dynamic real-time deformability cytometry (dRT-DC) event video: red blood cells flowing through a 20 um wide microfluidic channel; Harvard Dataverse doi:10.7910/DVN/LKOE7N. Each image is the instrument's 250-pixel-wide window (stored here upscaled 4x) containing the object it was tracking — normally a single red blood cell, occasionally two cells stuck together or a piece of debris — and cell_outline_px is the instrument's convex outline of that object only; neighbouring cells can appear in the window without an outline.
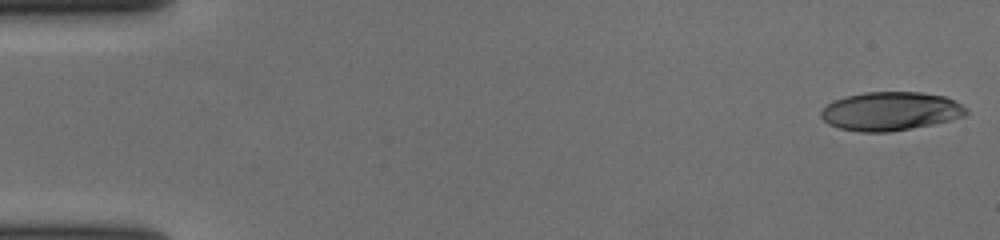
{"species": "human", "species_latin": "Homo sapiens", "temperature_condition": "cold", "stored_images_in_passage": 56, "camera_frame_rate_fps": 3000, "um_per_image_px": 0.085, "donor": {"sex": "female"}, "frame": {"image": 1, "passage_image": 1, "time_ms": 0.0, "image_size_px": [1000, 240], "cell_outline_px": [[968, 112], [964, 116], [932, 124], [888, 132], [860, 132], [840, 128], [828, 124], [820, 116], [820, 112], [828, 104], [844, 96], [864, 92], [920, 92], [944, 96], [968, 108]], "centroid_in_image_um": [75.67, 9.45], "position_along_channel_um": 9.3, "area_um2": 32.48}}
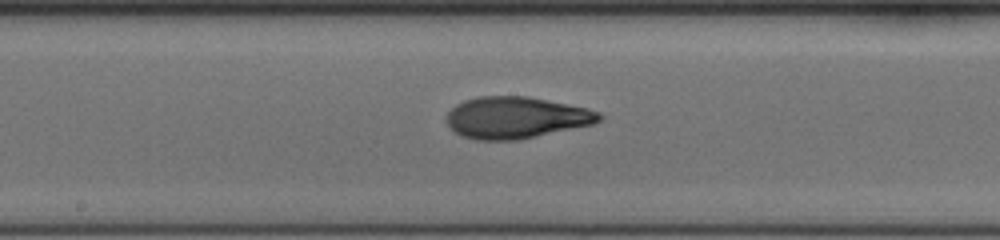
{"frame": {"image": 2, "passage_image": 30, "time_ms": 9.667, "image_size_px": [1000, 240], "cell_outline_px": [[604, 116], [600, 120], [592, 124], [520, 140], [476, 140], [460, 136], [448, 124], [448, 112], [456, 104], [464, 100], [476, 96], [528, 96], [588, 108], [600, 112]], "centroid_in_image_um": [43.87, 9.99], "position_along_channel_um": 204.3, "area_um2": 37.11}}
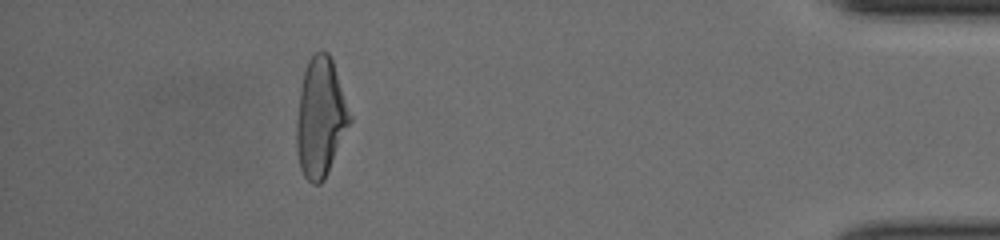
{"frame": {"image": 3, "passage_image": 51, "time_ms": 16.667, "image_size_px": [1000, 240], "cell_outline_px": [[352, 120], [328, 172], [324, 180], [320, 184], [312, 184], [304, 176], [300, 168], [296, 148], [296, 120], [300, 88], [304, 72], [308, 60], [316, 52], [328, 52], [332, 60], [352, 116]], "centroid_in_image_um": [27.23, 10.02], "position_along_channel_um": 408.0, "area_um2": 36.93}, "authors_computed_cell_mechanics": {"area_um2": 36.1539, "velocity_mm_per_s": 3.6795, "shape_relaxation_time_tau1_ms": 7.2467, "shape_relaxation_time_tau2_ms": 1.9438, "deformation_change_tau1": 0.2615, "deformation_change_tau2": 0.096}}